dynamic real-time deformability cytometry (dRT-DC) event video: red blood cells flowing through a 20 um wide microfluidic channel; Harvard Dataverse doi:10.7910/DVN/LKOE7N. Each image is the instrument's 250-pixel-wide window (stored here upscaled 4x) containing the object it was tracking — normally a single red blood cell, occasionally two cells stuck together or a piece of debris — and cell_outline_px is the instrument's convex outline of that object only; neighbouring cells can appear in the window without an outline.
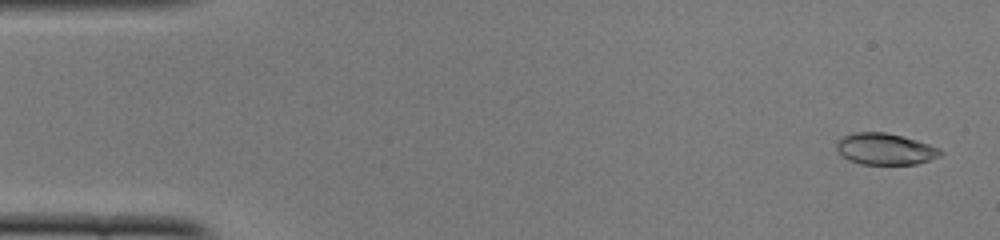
{"species": "common noctule bat (a hibernating species)", "species_latin": "Nyctalus noctula", "temperature_condition": "cold", "stored_images_in_passage": 51, "camera_frame_rate_fps": 3000, "um_per_image_px": 0.085, "animal": {"sex": "female", "body_mass_g": 22.0, "forearm_length_mm": 56.7}, "frame": {"image": 1, "passage_image": 2, "time_ms": 0.333, "image_size_px": [1000, 240], "cell_outline_px": [[944, 152], [940, 156], [916, 164], [860, 164], [848, 160], [836, 148], [836, 144], [840, 136], [852, 132], [884, 132], [916, 140], [940, 148]], "centroid_in_image_um": [75.21, 12.66], "position_along_channel_um": 9.8, "area_um2": 19.02}}
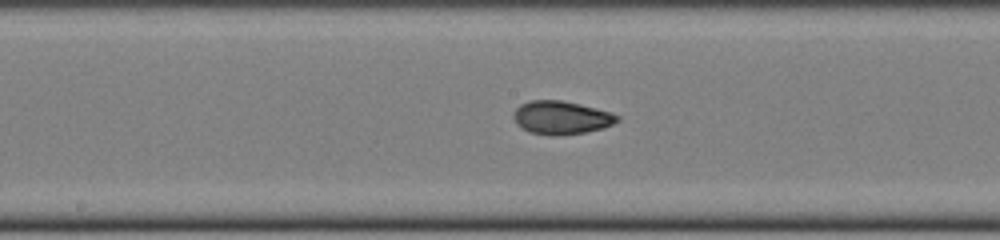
{"frame": {"image": 2, "passage_image": 26, "time_ms": 8.333, "image_size_px": [1000, 240], "cell_outline_px": [[620, 120], [604, 128], [584, 132], [528, 132], [516, 124], [512, 116], [516, 108], [520, 104], [528, 100], [560, 100], [580, 104], [612, 112], [620, 116]], "centroid_in_image_um": [47.72, 9.94], "position_along_channel_um": 200.5, "area_um2": 19.48}}
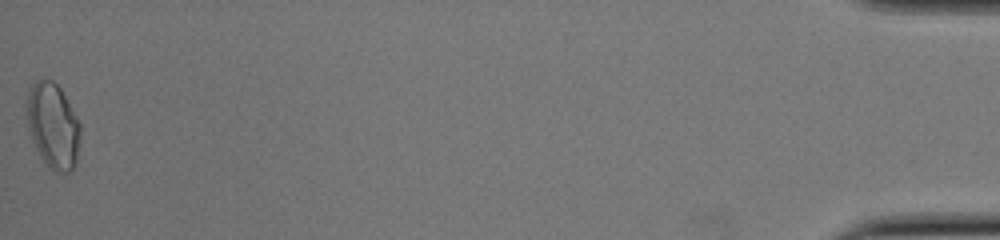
{"frame": {"image": 3, "passage_image": 51, "time_ms": 16.667, "image_size_px": [1000, 240], "cell_outline_px": [[80, 132], [76, 164], [68, 172], [56, 172], [40, 156], [32, 140], [28, 128], [24, 112], [24, 104], [28, 88], [36, 80], [44, 76], [52, 80], [60, 88], [80, 124]], "centroid_in_image_um": [4.44, 10.61], "position_along_channel_um": 430.8, "area_um2": 26.93}, "authors_computed_cell_mechanics": {"area_um2": 19.652, "velocity_mm_per_s": 3.9281, "shape_relaxation_time_tau1_ms": 9.5923, "shape_relaxation_time_tau2_ms": 2.0282, "deformation_change_tau1": 0.2591, "deformation_change_tau2": 0.0682}}